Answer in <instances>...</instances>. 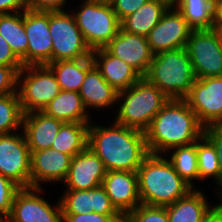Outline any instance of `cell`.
I'll return each instance as SVG.
<instances>
[{
	"label": "cell",
	"instance_id": "obj_27",
	"mask_svg": "<svg viewBox=\"0 0 222 222\" xmlns=\"http://www.w3.org/2000/svg\"><path fill=\"white\" fill-rule=\"evenodd\" d=\"M89 122L64 123L51 148L72 157L88 147Z\"/></svg>",
	"mask_w": 222,
	"mask_h": 222
},
{
	"label": "cell",
	"instance_id": "obj_6",
	"mask_svg": "<svg viewBox=\"0 0 222 222\" xmlns=\"http://www.w3.org/2000/svg\"><path fill=\"white\" fill-rule=\"evenodd\" d=\"M72 13L91 50L104 48L118 33L120 21L108 0H84Z\"/></svg>",
	"mask_w": 222,
	"mask_h": 222
},
{
	"label": "cell",
	"instance_id": "obj_40",
	"mask_svg": "<svg viewBox=\"0 0 222 222\" xmlns=\"http://www.w3.org/2000/svg\"><path fill=\"white\" fill-rule=\"evenodd\" d=\"M66 4L67 0H27L28 9L33 11H64Z\"/></svg>",
	"mask_w": 222,
	"mask_h": 222
},
{
	"label": "cell",
	"instance_id": "obj_39",
	"mask_svg": "<svg viewBox=\"0 0 222 222\" xmlns=\"http://www.w3.org/2000/svg\"><path fill=\"white\" fill-rule=\"evenodd\" d=\"M204 136L216 149L222 176V126L220 124H215L204 127Z\"/></svg>",
	"mask_w": 222,
	"mask_h": 222
},
{
	"label": "cell",
	"instance_id": "obj_19",
	"mask_svg": "<svg viewBox=\"0 0 222 222\" xmlns=\"http://www.w3.org/2000/svg\"><path fill=\"white\" fill-rule=\"evenodd\" d=\"M91 57L104 79L118 92L128 89L142 78L133 67L113 56L105 47L92 50Z\"/></svg>",
	"mask_w": 222,
	"mask_h": 222
},
{
	"label": "cell",
	"instance_id": "obj_16",
	"mask_svg": "<svg viewBox=\"0 0 222 222\" xmlns=\"http://www.w3.org/2000/svg\"><path fill=\"white\" fill-rule=\"evenodd\" d=\"M106 173L102 160L87 147L72 157L64 180L66 190H88L101 186Z\"/></svg>",
	"mask_w": 222,
	"mask_h": 222
},
{
	"label": "cell",
	"instance_id": "obj_42",
	"mask_svg": "<svg viewBox=\"0 0 222 222\" xmlns=\"http://www.w3.org/2000/svg\"><path fill=\"white\" fill-rule=\"evenodd\" d=\"M27 9V0H0V14L24 12Z\"/></svg>",
	"mask_w": 222,
	"mask_h": 222
},
{
	"label": "cell",
	"instance_id": "obj_8",
	"mask_svg": "<svg viewBox=\"0 0 222 222\" xmlns=\"http://www.w3.org/2000/svg\"><path fill=\"white\" fill-rule=\"evenodd\" d=\"M49 33L53 44L52 62L91 57L92 50L70 12H49Z\"/></svg>",
	"mask_w": 222,
	"mask_h": 222
},
{
	"label": "cell",
	"instance_id": "obj_26",
	"mask_svg": "<svg viewBox=\"0 0 222 222\" xmlns=\"http://www.w3.org/2000/svg\"><path fill=\"white\" fill-rule=\"evenodd\" d=\"M0 35L23 66H26L28 38L24 28V12L0 14Z\"/></svg>",
	"mask_w": 222,
	"mask_h": 222
},
{
	"label": "cell",
	"instance_id": "obj_25",
	"mask_svg": "<svg viewBox=\"0 0 222 222\" xmlns=\"http://www.w3.org/2000/svg\"><path fill=\"white\" fill-rule=\"evenodd\" d=\"M210 208L204 193L192 189L186 196L166 206L169 222H200Z\"/></svg>",
	"mask_w": 222,
	"mask_h": 222
},
{
	"label": "cell",
	"instance_id": "obj_22",
	"mask_svg": "<svg viewBox=\"0 0 222 222\" xmlns=\"http://www.w3.org/2000/svg\"><path fill=\"white\" fill-rule=\"evenodd\" d=\"M47 116L63 123L90 122L82 98L78 92L61 90L43 109Z\"/></svg>",
	"mask_w": 222,
	"mask_h": 222
},
{
	"label": "cell",
	"instance_id": "obj_21",
	"mask_svg": "<svg viewBox=\"0 0 222 222\" xmlns=\"http://www.w3.org/2000/svg\"><path fill=\"white\" fill-rule=\"evenodd\" d=\"M86 110L102 109L118 103V91L101 75L94 65L88 72L78 92Z\"/></svg>",
	"mask_w": 222,
	"mask_h": 222
},
{
	"label": "cell",
	"instance_id": "obj_9",
	"mask_svg": "<svg viewBox=\"0 0 222 222\" xmlns=\"http://www.w3.org/2000/svg\"><path fill=\"white\" fill-rule=\"evenodd\" d=\"M185 48L196 79L222 76V44L215 29L192 30Z\"/></svg>",
	"mask_w": 222,
	"mask_h": 222
},
{
	"label": "cell",
	"instance_id": "obj_30",
	"mask_svg": "<svg viewBox=\"0 0 222 222\" xmlns=\"http://www.w3.org/2000/svg\"><path fill=\"white\" fill-rule=\"evenodd\" d=\"M169 159L178 175L193 187L192 180H199L197 141L191 145L172 148Z\"/></svg>",
	"mask_w": 222,
	"mask_h": 222
},
{
	"label": "cell",
	"instance_id": "obj_14",
	"mask_svg": "<svg viewBox=\"0 0 222 222\" xmlns=\"http://www.w3.org/2000/svg\"><path fill=\"white\" fill-rule=\"evenodd\" d=\"M24 28L28 38L26 66L52 63L49 12L27 9L24 11Z\"/></svg>",
	"mask_w": 222,
	"mask_h": 222
},
{
	"label": "cell",
	"instance_id": "obj_4",
	"mask_svg": "<svg viewBox=\"0 0 222 222\" xmlns=\"http://www.w3.org/2000/svg\"><path fill=\"white\" fill-rule=\"evenodd\" d=\"M144 78L169 99H185L196 80L185 47L155 54Z\"/></svg>",
	"mask_w": 222,
	"mask_h": 222
},
{
	"label": "cell",
	"instance_id": "obj_5",
	"mask_svg": "<svg viewBox=\"0 0 222 222\" xmlns=\"http://www.w3.org/2000/svg\"><path fill=\"white\" fill-rule=\"evenodd\" d=\"M118 101L115 122L145 132L169 98L142 77L128 89L118 92Z\"/></svg>",
	"mask_w": 222,
	"mask_h": 222
},
{
	"label": "cell",
	"instance_id": "obj_31",
	"mask_svg": "<svg viewBox=\"0 0 222 222\" xmlns=\"http://www.w3.org/2000/svg\"><path fill=\"white\" fill-rule=\"evenodd\" d=\"M23 115L18 93L0 96V135L22 128Z\"/></svg>",
	"mask_w": 222,
	"mask_h": 222
},
{
	"label": "cell",
	"instance_id": "obj_38",
	"mask_svg": "<svg viewBox=\"0 0 222 222\" xmlns=\"http://www.w3.org/2000/svg\"><path fill=\"white\" fill-rule=\"evenodd\" d=\"M121 22L128 15L136 12L148 0H108Z\"/></svg>",
	"mask_w": 222,
	"mask_h": 222
},
{
	"label": "cell",
	"instance_id": "obj_15",
	"mask_svg": "<svg viewBox=\"0 0 222 222\" xmlns=\"http://www.w3.org/2000/svg\"><path fill=\"white\" fill-rule=\"evenodd\" d=\"M105 48L113 56L133 67L142 77L147 73L154 56L147 37L127 33L121 28Z\"/></svg>",
	"mask_w": 222,
	"mask_h": 222
},
{
	"label": "cell",
	"instance_id": "obj_48",
	"mask_svg": "<svg viewBox=\"0 0 222 222\" xmlns=\"http://www.w3.org/2000/svg\"><path fill=\"white\" fill-rule=\"evenodd\" d=\"M218 196V198H220V202L222 203V194H219Z\"/></svg>",
	"mask_w": 222,
	"mask_h": 222
},
{
	"label": "cell",
	"instance_id": "obj_7",
	"mask_svg": "<svg viewBox=\"0 0 222 222\" xmlns=\"http://www.w3.org/2000/svg\"><path fill=\"white\" fill-rule=\"evenodd\" d=\"M17 87H20L17 93L23 114L43 111L61 91L53 71L47 65L23 66L18 72Z\"/></svg>",
	"mask_w": 222,
	"mask_h": 222
},
{
	"label": "cell",
	"instance_id": "obj_41",
	"mask_svg": "<svg viewBox=\"0 0 222 222\" xmlns=\"http://www.w3.org/2000/svg\"><path fill=\"white\" fill-rule=\"evenodd\" d=\"M0 65L23 66L22 62L12 52L10 45L0 35Z\"/></svg>",
	"mask_w": 222,
	"mask_h": 222
},
{
	"label": "cell",
	"instance_id": "obj_43",
	"mask_svg": "<svg viewBox=\"0 0 222 222\" xmlns=\"http://www.w3.org/2000/svg\"><path fill=\"white\" fill-rule=\"evenodd\" d=\"M200 222H222V203L210 207Z\"/></svg>",
	"mask_w": 222,
	"mask_h": 222
},
{
	"label": "cell",
	"instance_id": "obj_46",
	"mask_svg": "<svg viewBox=\"0 0 222 222\" xmlns=\"http://www.w3.org/2000/svg\"><path fill=\"white\" fill-rule=\"evenodd\" d=\"M213 29L217 31L219 38L221 40V44H222V28H213Z\"/></svg>",
	"mask_w": 222,
	"mask_h": 222
},
{
	"label": "cell",
	"instance_id": "obj_28",
	"mask_svg": "<svg viewBox=\"0 0 222 222\" xmlns=\"http://www.w3.org/2000/svg\"><path fill=\"white\" fill-rule=\"evenodd\" d=\"M176 9L192 30L213 29L214 0H180Z\"/></svg>",
	"mask_w": 222,
	"mask_h": 222
},
{
	"label": "cell",
	"instance_id": "obj_12",
	"mask_svg": "<svg viewBox=\"0 0 222 222\" xmlns=\"http://www.w3.org/2000/svg\"><path fill=\"white\" fill-rule=\"evenodd\" d=\"M42 188H20L13 200L12 213L8 218L12 222H63V214L58 203L53 207L38 192Z\"/></svg>",
	"mask_w": 222,
	"mask_h": 222
},
{
	"label": "cell",
	"instance_id": "obj_17",
	"mask_svg": "<svg viewBox=\"0 0 222 222\" xmlns=\"http://www.w3.org/2000/svg\"><path fill=\"white\" fill-rule=\"evenodd\" d=\"M102 187L123 217L141 204L137 172L107 171Z\"/></svg>",
	"mask_w": 222,
	"mask_h": 222
},
{
	"label": "cell",
	"instance_id": "obj_32",
	"mask_svg": "<svg viewBox=\"0 0 222 222\" xmlns=\"http://www.w3.org/2000/svg\"><path fill=\"white\" fill-rule=\"evenodd\" d=\"M62 214H84L91 211V189L65 190L60 197Z\"/></svg>",
	"mask_w": 222,
	"mask_h": 222
},
{
	"label": "cell",
	"instance_id": "obj_2",
	"mask_svg": "<svg viewBox=\"0 0 222 222\" xmlns=\"http://www.w3.org/2000/svg\"><path fill=\"white\" fill-rule=\"evenodd\" d=\"M203 135L204 126L185 99H169L145 131L149 153L158 155L191 145Z\"/></svg>",
	"mask_w": 222,
	"mask_h": 222
},
{
	"label": "cell",
	"instance_id": "obj_35",
	"mask_svg": "<svg viewBox=\"0 0 222 222\" xmlns=\"http://www.w3.org/2000/svg\"><path fill=\"white\" fill-rule=\"evenodd\" d=\"M91 211L103 215H121L112 205L105 189L101 186L91 189Z\"/></svg>",
	"mask_w": 222,
	"mask_h": 222
},
{
	"label": "cell",
	"instance_id": "obj_23",
	"mask_svg": "<svg viewBox=\"0 0 222 222\" xmlns=\"http://www.w3.org/2000/svg\"><path fill=\"white\" fill-rule=\"evenodd\" d=\"M168 8L163 2L148 0L136 12L128 15L120 22L121 29L130 34L147 37Z\"/></svg>",
	"mask_w": 222,
	"mask_h": 222
},
{
	"label": "cell",
	"instance_id": "obj_45",
	"mask_svg": "<svg viewBox=\"0 0 222 222\" xmlns=\"http://www.w3.org/2000/svg\"><path fill=\"white\" fill-rule=\"evenodd\" d=\"M157 1L165 3L168 7H176L180 2V0H157Z\"/></svg>",
	"mask_w": 222,
	"mask_h": 222
},
{
	"label": "cell",
	"instance_id": "obj_34",
	"mask_svg": "<svg viewBox=\"0 0 222 222\" xmlns=\"http://www.w3.org/2000/svg\"><path fill=\"white\" fill-rule=\"evenodd\" d=\"M20 187L12 180L0 174V217L12 213L13 200Z\"/></svg>",
	"mask_w": 222,
	"mask_h": 222
},
{
	"label": "cell",
	"instance_id": "obj_20",
	"mask_svg": "<svg viewBox=\"0 0 222 222\" xmlns=\"http://www.w3.org/2000/svg\"><path fill=\"white\" fill-rule=\"evenodd\" d=\"M64 123L47 116L42 111H34L23 115L22 129L30 151L51 148V145Z\"/></svg>",
	"mask_w": 222,
	"mask_h": 222
},
{
	"label": "cell",
	"instance_id": "obj_29",
	"mask_svg": "<svg viewBox=\"0 0 222 222\" xmlns=\"http://www.w3.org/2000/svg\"><path fill=\"white\" fill-rule=\"evenodd\" d=\"M197 159L199 180L212 177L219 187V190H217L218 195L222 194V176L217 152L212 143L204 135L197 140Z\"/></svg>",
	"mask_w": 222,
	"mask_h": 222
},
{
	"label": "cell",
	"instance_id": "obj_37",
	"mask_svg": "<svg viewBox=\"0 0 222 222\" xmlns=\"http://www.w3.org/2000/svg\"><path fill=\"white\" fill-rule=\"evenodd\" d=\"M63 222H123L122 215H103L94 212L63 214Z\"/></svg>",
	"mask_w": 222,
	"mask_h": 222
},
{
	"label": "cell",
	"instance_id": "obj_10",
	"mask_svg": "<svg viewBox=\"0 0 222 222\" xmlns=\"http://www.w3.org/2000/svg\"><path fill=\"white\" fill-rule=\"evenodd\" d=\"M30 170L31 151L24 132L0 135V174L20 188H29Z\"/></svg>",
	"mask_w": 222,
	"mask_h": 222
},
{
	"label": "cell",
	"instance_id": "obj_44",
	"mask_svg": "<svg viewBox=\"0 0 222 222\" xmlns=\"http://www.w3.org/2000/svg\"><path fill=\"white\" fill-rule=\"evenodd\" d=\"M213 28H222V0H214Z\"/></svg>",
	"mask_w": 222,
	"mask_h": 222
},
{
	"label": "cell",
	"instance_id": "obj_24",
	"mask_svg": "<svg viewBox=\"0 0 222 222\" xmlns=\"http://www.w3.org/2000/svg\"><path fill=\"white\" fill-rule=\"evenodd\" d=\"M61 90L79 92L87 72L94 66L92 57L48 63Z\"/></svg>",
	"mask_w": 222,
	"mask_h": 222
},
{
	"label": "cell",
	"instance_id": "obj_33",
	"mask_svg": "<svg viewBox=\"0 0 222 222\" xmlns=\"http://www.w3.org/2000/svg\"><path fill=\"white\" fill-rule=\"evenodd\" d=\"M123 222H169L166 207L140 204L123 217Z\"/></svg>",
	"mask_w": 222,
	"mask_h": 222
},
{
	"label": "cell",
	"instance_id": "obj_36",
	"mask_svg": "<svg viewBox=\"0 0 222 222\" xmlns=\"http://www.w3.org/2000/svg\"><path fill=\"white\" fill-rule=\"evenodd\" d=\"M23 66L0 65V96L17 93L18 72Z\"/></svg>",
	"mask_w": 222,
	"mask_h": 222
},
{
	"label": "cell",
	"instance_id": "obj_18",
	"mask_svg": "<svg viewBox=\"0 0 222 222\" xmlns=\"http://www.w3.org/2000/svg\"><path fill=\"white\" fill-rule=\"evenodd\" d=\"M71 160V155L52 148L31 151L30 187L41 188V182H64Z\"/></svg>",
	"mask_w": 222,
	"mask_h": 222
},
{
	"label": "cell",
	"instance_id": "obj_1",
	"mask_svg": "<svg viewBox=\"0 0 222 222\" xmlns=\"http://www.w3.org/2000/svg\"><path fill=\"white\" fill-rule=\"evenodd\" d=\"M88 147L102 160L107 171L136 172L150 154L145 132L115 121L111 127L90 122Z\"/></svg>",
	"mask_w": 222,
	"mask_h": 222
},
{
	"label": "cell",
	"instance_id": "obj_47",
	"mask_svg": "<svg viewBox=\"0 0 222 222\" xmlns=\"http://www.w3.org/2000/svg\"><path fill=\"white\" fill-rule=\"evenodd\" d=\"M0 222H12L8 217H0Z\"/></svg>",
	"mask_w": 222,
	"mask_h": 222
},
{
	"label": "cell",
	"instance_id": "obj_13",
	"mask_svg": "<svg viewBox=\"0 0 222 222\" xmlns=\"http://www.w3.org/2000/svg\"><path fill=\"white\" fill-rule=\"evenodd\" d=\"M191 31L176 7H169L147 35L151 52L155 55L162 51L186 47Z\"/></svg>",
	"mask_w": 222,
	"mask_h": 222
},
{
	"label": "cell",
	"instance_id": "obj_3",
	"mask_svg": "<svg viewBox=\"0 0 222 222\" xmlns=\"http://www.w3.org/2000/svg\"><path fill=\"white\" fill-rule=\"evenodd\" d=\"M136 172L139 196L144 205L166 207L194 188L178 175L163 155L150 153Z\"/></svg>",
	"mask_w": 222,
	"mask_h": 222
},
{
	"label": "cell",
	"instance_id": "obj_11",
	"mask_svg": "<svg viewBox=\"0 0 222 222\" xmlns=\"http://www.w3.org/2000/svg\"><path fill=\"white\" fill-rule=\"evenodd\" d=\"M185 100L204 127L220 124L222 121V76L196 79Z\"/></svg>",
	"mask_w": 222,
	"mask_h": 222
}]
</instances>
